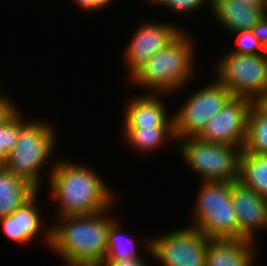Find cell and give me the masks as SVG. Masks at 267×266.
<instances>
[{
    "mask_svg": "<svg viewBox=\"0 0 267 266\" xmlns=\"http://www.w3.org/2000/svg\"><path fill=\"white\" fill-rule=\"evenodd\" d=\"M144 1L148 2V4H149V3L154 4L155 7H156V5H157V6H161V5H162L161 7H164V5L166 4V2H167L168 0H144Z\"/></svg>",
    "mask_w": 267,
    "mask_h": 266,
    "instance_id": "4dcf8cb0",
    "label": "cell"
},
{
    "mask_svg": "<svg viewBox=\"0 0 267 266\" xmlns=\"http://www.w3.org/2000/svg\"><path fill=\"white\" fill-rule=\"evenodd\" d=\"M210 239L189 223L164 235L147 236L140 246L162 266H205Z\"/></svg>",
    "mask_w": 267,
    "mask_h": 266,
    "instance_id": "52a82bcc",
    "label": "cell"
},
{
    "mask_svg": "<svg viewBox=\"0 0 267 266\" xmlns=\"http://www.w3.org/2000/svg\"><path fill=\"white\" fill-rule=\"evenodd\" d=\"M231 34H235L237 40V46H235V48H231V52L247 55L266 53L262 43L254 36L252 30H242Z\"/></svg>",
    "mask_w": 267,
    "mask_h": 266,
    "instance_id": "603a6c76",
    "label": "cell"
},
{
    "mask_svg": "<svg viewBox=\"0 0 267 266\" xmlns=\"http://www.w3.org/2000/svg\"><path fill=\"white\" fill-rule=\"evenodd\" d=\"M167 95L145 92L129 99L124 109L122 128L174 127L173 113L170 116L165 106L164 96Z\"/></svg>",
    "mask_w": 267,
    "mask_h": 266,
    "instance_id": "5bb4252c",
    "label": "cell"
},
{
    "mask_svg": "<svg viewBox=\"0 0 267 266\" xmlns=\"http://www.w3.org/2000/svg\"><path fill=\"white\" fill-rule=\"evenodd\" d=\"M242 151L257 155H267V115L253 104L247 117L246 139Z\"/></svg>",
    "mask_w": 267,
    "mask_h": 266,
    "instance_id": "ffe728a7",
    "label": "cell"
},
{
    "mask_svg": "<svg viewBox=\"0 0 267 266\" xmlns=\"http://www.w3.org/2000/svg\"><path fill=\"white\" fill-rule=\"evenodd\" d=\"M253 244L255 242L246 239H210L205 266H254Z\"/></svg>",
    "mask_w": 267,
    "mask_h": 266,
    "instance_id": "9a60e30c",
    "label": "cell"
},
{
    "mask_svg": "<svg viewBox=\"0 0 267 266\" xmlns=\"http://www.w3.org/2000/svg\"><path fill=\"white\" fill-rule=\"evenodd\" d=\"M39 190L22 206L17 208L11 215L0 218V227L2 229V233L9 240L18 243L30 245L36 238V236L41 235V229L44 233L42 236L43 243L50 246V228L45 227V222H42V217L40 216V210L37 207V196ZM48 229V230H47ZM40 233V234H39ZM33 240V241H32Z\"/></svg>",
    "mask_w": 267,
    "mask_h": 266,
    "instance_id": "4fadbf2b",
    "label": "cell"
},
{
    "mask_svg": "<svg viewBox=\"0 0 267 266\" xmlns=\"http://www.w3.org/2000/svg\"><path fill=\"white\" fill-rule=\"evenodd\" d=\"M146 20L138 25L121 56L124 60L123 64L129 71L128 78L153 55L174 41L185 29L178 27L176 23Z\"/></svg>",
    "mask_w": 267,
    "mask_h": 266,
    "instance_id": "30bf717a",
    "label": "cell"
},
{
    "mask_svg": "<svg viewBox=\"0 0 267 266\" xmlns=\"http://www.w3.org/2000/svg\"><path fill=\"white\" fill-rule=\"evenodd\" d=\"M119 220L117 217L109 229L107 239L108 250L105 260H127L142 257L141 253L138 254L136 241L126 236V234L124 236Z\"/></svg>",
    "mask_w": 267,
    "mask_h": 266,
    "instance_id": "44dd1931",
    "label": "cell"
},
{
    "mask_svg": "<svg viewBox=\"0 0 267 266\" xmlns=\"http://www.w3.org/2000/svg\"><path fill=\"white\" fill-rule=\"evenodd\" d=\"M123 139L125 142L141 152H154L157 149L164 148L166 141L175 143L176 140L174 127H156V128H123ZM169 140V141H168ZM143 152V153H142Z\"/></svg>",
    "mask_w": 267,
    "mask_h": 266,
    "instance_id": "ac0fdd59",
    "label": "cell"
},
{
    "mask_svg": "<svg viewBox=\"0 0 267 266\" xmlns=\"http://www.w3.org/2000/svg\"><path fill=\"white\" fill-rule=\"evenodd\" d=\"M12 99L7 96H0V125L8 120L19 108L16 107Z\"/></svg>",
    "mask_w": 267,
    "mask_h": 266,
    "instance_id": "d4e9b609",
    "label": "cell"
},
{
    "mask_svg": "<svg viewBox=\"0 0 267 266\" xmlns=\"http://www.w3.org/2000/svg\"><path fill=\"white\" fill-rule=\"evenodd\" d=\"M252 101L231 96L197 136L202 141L243 148L246 139L247 117Z\"/></svg>",
    "mask_w": 267,
    "mask_h": 266,
    "instance_id": "8fae6325",
    "label": "cell"
},
{
    "mask_svg": "<svg viewBox=\"0 0 267 266\" xmlns=\"http://www.w3.org/2000/svg\"><path fill=\"white\" fill-rule=\"evenodd\" d=\"M238 181L259 196L267 198V155L241 151Z\"/></svg>",
    "mask_w": 267,
    "mask_h": 266,
    "instance_id": "d6986e66",
    "label": "cell"
},
{
    "mask_svg": "<svg viewBox=\"0 0 267 266\" xmlns=\"http://www.w3.org/2000/svg\"><path fill=\"white\" fill-rule=\"evenodd\" d=\"M211 1L212 0H168L164 6L177 14L188 15V13L192 14L201 7L205 9L204 5H206V7L208 6L211 12Z\"/></svg>",
    "mask_w": 267,
    "mask_h": 266,
    "instance_id": "cb8c5ba5",
    "label": "cell"
},
{
    "mask_svg": "<svg viewBox=\"0 0 267 266\" xmlns=\"http://www.w3.org/2000/svg\"><path fill=\"white\" fill-rule=\"evenodd\" d=\"M23 116L20 109H18L8 120L0 125V166L5 164L8 154L16 145L19 129L26 121Z\"/></svg>",
    "mask_w": 267,
    "mask_h": 266,
    "instance_id": "7402d4cb",
    "label": "cell"
},
{
    "mask_svg": "<svg viewBox=\"0 0 267 266\" xmlns=\"http://www.w3.org/2000/svg\"><path fill=\"white\" fill-rule=\"evenodd\" d=\"M216 80L225 85L233 96L252 102L267 89V52L247 55L231 52L219 59Z\"/></svg>",
    "mask_w": 267,
    "mask_h": 266,
    "instance_id": "ba28073f",
    "label": "cell"
},
{
    "mask_svg": "<svg viewBox=\"0 0 267 266\" xmlns=\"http://www.w3.org/2000/svg\"><path fill=\"white\" fill-rule=\"evenodd\" d=\"M142 257L127 260H104L102 266H148Z\"/></svg>",
    "mask_w": 267,
    "mask_h": 266,
    "instance_id": "83f0119b",
    "label": "cell"
},
{
    "mask_svg": "<svg viewBox=\"0 0 267 266\" xmlns=\"http://www.w3.org/2000/svg\"><path fill=\"white\" fill-rule=\"evenodd\" d=\"M111 208L56 219L58 222L50 226L49 249L63 258L68 266H102L108 250V232L116 220L110 215Z\"/></svg>",
    "mask_w": 267,
    "mask_h": 266,
    "instance_id": "7a4b0ae2",
    "label": "cell"
},
{
    "mask_svg": "<svg viewBox=\"0 0 267 266\" xmlns=\"http://www.w3.org/2000/svg\"><path fill=\"white\" fill-rule=\"evenodd\" d=\"M56 128L41 120L25 121L20 129L14 149L8 154L3 167L25 179L40 191L41 173L52 159L57 145ZM47 163V164H46Z\"/></svg>",
    "mask_w": 267,
    "mask_h": 266,
    "instance_id": "277c9868",
    "label": "cell"
},
{
    "mask_svg": "<svg viewBox=\"0 0 267 266\" xmlns=\"http://www.w3.org/2000/svg\"><path fill=\"white\" fill-rule=\"evenodd\" d=\"M252 104L263 114L267 115V89L259 95Z\"/></svg>",
    "mask_w": 267,
    "mask_h": 266,
    "instance_id": "f1b7e54d",
    "label": "cell"
},
{
    "mask_svg": "<svg viewBox=\"0 0 267 266\" xmlns=\"http://www.w3.org/2000/svg\"><path fill=\"white\" fill-rule=\"evenodd\" d=\"M210 13L221 26L233 33L252 30L266 14V8L248 7L237 0H212Z\"/></svg>",
    "mask_w": 267,
    "mask_h": 266,
    "instance_id": "2e32d148",
    "label": "cell"
},
{
    "mask_svg": "<svg viewBox=\"0 0 267 266\" xmlns=\"http://www.w3.org/2000/svg\"><path fill=\"white\" fill-rule=\"evenodd\" d=\"M55 161L47 172L51 171L49 193L59 205L56 218L99 213L114 206L116 194L95 170L76 161Z\"/></svg>",
    "mask_w": 267,
    "mask_h": 266,
    "instance_id": "6da1fadb",
    "label": "cell"
},
{
    "mask_svg": "<svg viewBox=\"0 0 267 266\" xmlns=\"http://www.w3.org/2000/svg\"><path fill=\"white\" fill-rule=\"evenodd\" d=\"M83 11H98L111 3L113 0H74Z\"/></svg>",
    "mask_w": 267,
    "mask_h": 266,
    "instance_id": "484cf974",
    "label": "cell"
},
{
    "mask_svg": "<svg viewBox=\"0 0 267 266\" xmlns=\"http://www.w3.org/2000/svg\"><path fill=\"white\" fill-rule=\"evenodd\" d=\"M184 30L174 41L138 68L129 80L147 93L175 94L195 75V49L192 38ZM185 85V86H184Z\"/></svg>",
    "mask_w": 267,
    "mask_h": 266,
    "instance_id": "3957f363",
    "label": "cell"
},
{
    "mask_svg": "<svg viewBox=\"0 0 267 266\" xmlns=\"http://www.w3.org/2000/svg\"><path fill=\"white\" fill-rule=\"evenodd\" d=\"M243 5L254 8H267V0H237Z\"/></svg>",
    "mask_w": 267,
    "mask_h": 266,
    "instance_id": "f546056e",
    "label": "cell"
},
{
    "mask_svg": "<svg viewBox=\"0 0 267 266\" xmlns=\"http://www.w3.org/2000/svg\"><path fill=\"white\" fill-rule=\"evenodd\" d=\"M37 191L25 179L0 166V218L11 215Z\"/></svg>",
    "mask_w": 267,
    "mask_h": 266,
    "instance_id": "e0dca14e",
    "label": "cell"
},
{
    "mask_svg": "<svg viewBox=\"0 0 267 266\" xmlns=\"http://www.w3.org/2000/svg\"><path fill=\"white\" fill-rule=\"evenodd\" d=\"M176 142L182 160L202 181H238L241 147L209 143L198 137L176 138Z\"/></svg>",
    "mask_w": 267,
    "mask_h": 266,
    "instance_id": "8992f818",
    "label": "cell"
},
{
    "mask_svg": "<svg viewBox=\"0 0 267 266\" xmlns=\"http://www.w3.org/2000/svg\"><path fill=\"white\" fill-rule=\"evenodd\" d=\"M231 199L238 224V239L256 241V231L267 230V198L239 181L231 182Z\"/></svg>",
    "mask_w": 267,
    "mask_h": 266,
    "instance_id": "7c38bea8",
    "label": "cell"
},
{
    "mask_svg": "<svg viewBox=\"0 0 267 266\" xmlns=\"http://www.w3.org/2000/svg\"><path fill=\"white\" fill-rule=\"evenodd\" d=\"M189 96L173 115L176 138L197 137L232 94L225 85L214 79Z\"/></svg>",
    "mask_w": 267,
    "mask_h": 266,
    "instance_id": "9c48e42d",
    "label": "cell"
},
{
    "mask_svg": "<svg viewBox=\"0 0 267 266\" xmlns=\"http://www.w3.org/2000/svg\"><path fill=\"white\" fill-rule=\"evenodd\" d=\"M254 36L260 40L262 46L267 52V13L263 16L262 20L252 28Z\"/></svg>",
    "mask_w": 267,
    "mask_h": 266,
    "instance_id": "4316f807",
    "label": "cell"
},
{
    "mask_svg": "<svg viewBox=\"0 0 267 266\" xmlns=\"http://www.w3.org/2000/svg\"><path fill=\"white\" fill-rule=\"evenodd\" d=\"M202 184V185H201ZM190 226L211 239H238V224L231 199V183L202 181Z\"/></svg>",
    "mask_w": 267,
    "mask_h": 266,
    "instance_id": "5b68a950",
    "label": "cell"
}]
</instances>
